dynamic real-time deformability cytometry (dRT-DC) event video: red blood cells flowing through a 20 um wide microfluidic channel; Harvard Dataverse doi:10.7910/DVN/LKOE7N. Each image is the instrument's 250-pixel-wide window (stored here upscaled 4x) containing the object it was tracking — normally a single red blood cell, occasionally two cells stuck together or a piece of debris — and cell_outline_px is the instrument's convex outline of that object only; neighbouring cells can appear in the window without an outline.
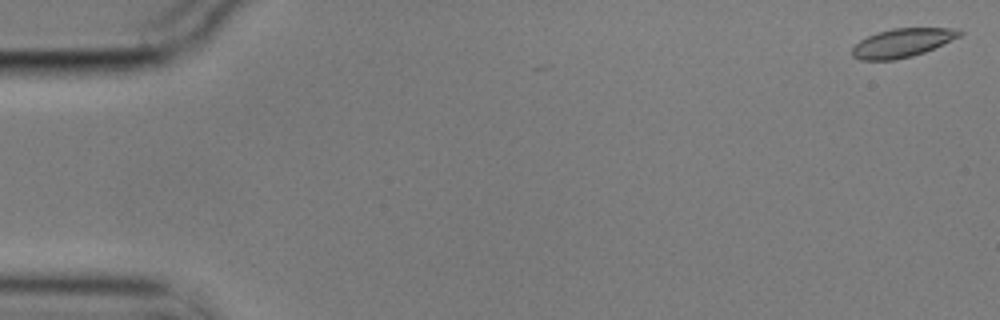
{"species": "common noctule bat (a hibernating species)", "species_latin": "Nyctalus noctula", "temperature_condition": "cold", "stored_images_in_passage": 14, "camera_frame_rate_fps": 3000, "um_per_image_px": 0.085, "animal": {"sex": "male", "body_mass_g": 17.9}, "frame": {"image": 1, "passage_image": 1, "time_ms": 0.0, "image_size_px": [1000, 320], "cell_outline_px": [[964, 32], [960, 36], [924, 52], [912, 56], [896, 60], [860, 60], [852, 56], [852, 48], [860, 40], [876, 32], [892, 28], [952, 28]], "centroid_in_image_um": [76.66, 3.64], "position_along_channel_um": 8.3, "area_um2": 17.86}}
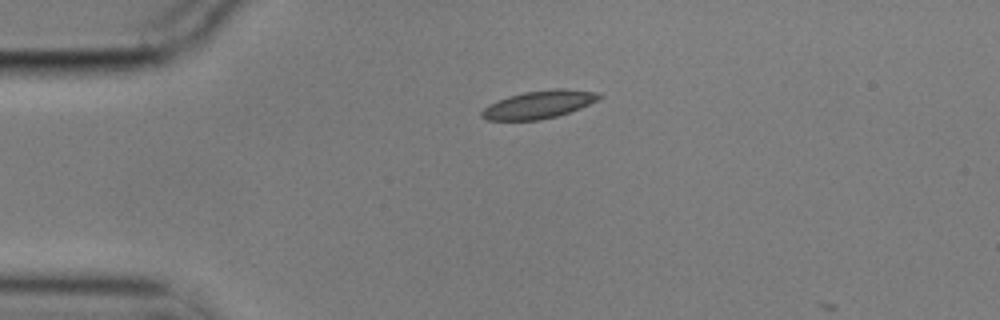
{"frame": {"image": 2, "passage_image": 13, "time_ms": 4.0, "image_size_px": [1000, 320], "cell_outline_px": [[604, 96], [580, 108], [556, 116], [540, 120], [488, 120], [480, 116], [480, 112], [488, 104], [496, 100], [508, 96], [524, 92], [556, 88], [564, 88], [600, 92]], "centroid_in_image_um": [45.79, 8.87], "position_along_channel_um": 39.2, "area_um2": 19.13}}